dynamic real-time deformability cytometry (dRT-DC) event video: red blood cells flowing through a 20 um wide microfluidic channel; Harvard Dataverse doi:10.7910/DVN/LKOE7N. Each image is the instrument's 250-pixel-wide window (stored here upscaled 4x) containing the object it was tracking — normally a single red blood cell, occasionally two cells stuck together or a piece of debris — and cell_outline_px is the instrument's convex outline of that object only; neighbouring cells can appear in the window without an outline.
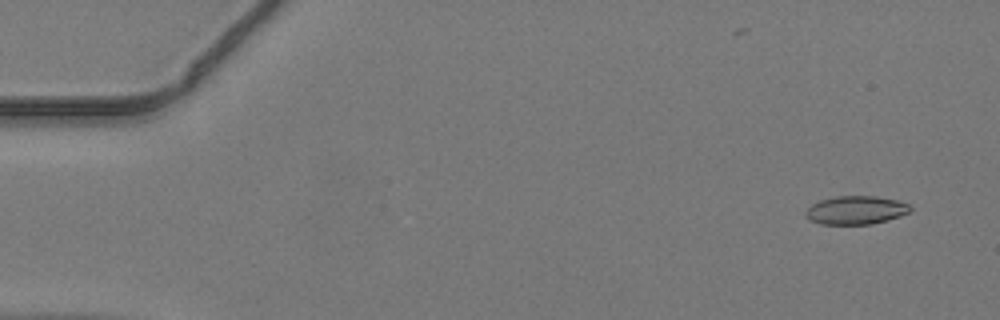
{"species": "common noctule bat (a hibernating species)", "species_latin": "Nyctalus noctula", "temperature_condition": "warm", "stored_images_in_passage": 18, "camera_frame_rate_fps": 3000, "um_per_image_px": 0.085, "animal": {"sex": "male", "body_mass_g": 19.2, "forearm_length_mm": 51.8}, "frame": {"image": 1, "passage_image": 3, "time_ms": 0.667, "image_size_px": [1000, 320], "cell_outline_px": [[912, 208], [908, 212], [900, 216], [888, 220], [872, 224], [820, 224], [808, 220], [804, 212], [812, 204], [820, 200], [836, 196], [876, 196], [896, 200], [908, 204]], "centroid_in_image_um": [72.72, 17.86], "position_along_channel_um": 12.3, "area_um2": 17.34}}
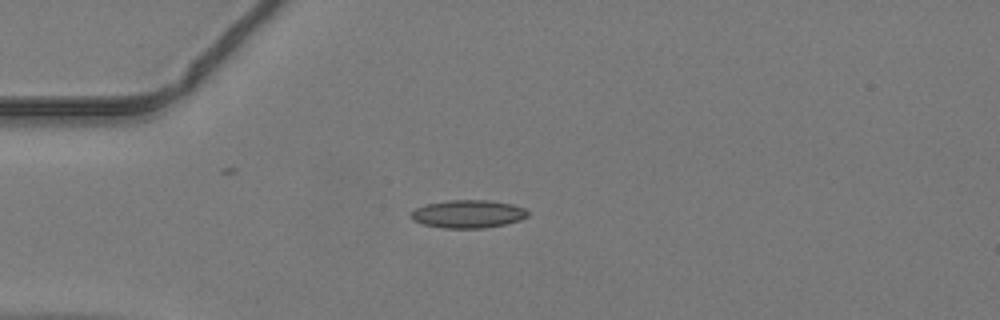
{"frame": {"image": 2, "passage_image": 13, "time_ms": 4.0, "image_size_px": [1000, 320], "cell_outline_px": [[528, 216], [520, 220], [504, 224], [484, 228], [444, 228], [424, 224], [412, 220], [412, 212], [416, 208], [424, 204], [448, 200], [488, 200], [512, 204], [524, 208], [528, 212]], "centroid_in_image_um": [39.79, 18.18], "position_along_channel_um": 45.2, "area_um2": 18.96}}
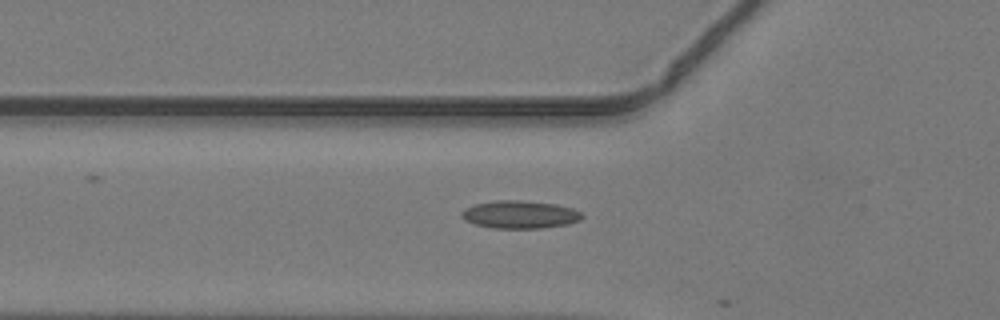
{"frame": {"image": 3, "passage_image": 17, "time_ms": 5.333, "image_size_px": [1000, 320], "cell_outline_px": [[584, 216], [580, 220], [568, 224], [540, 228], [496, 228], [476, 224], [464, 220], [460, 216], [460, 212], [464, 208], [476, 204], [496, 200], [520, 200], [556, 204], [572, 208], [580, 212]], "centroid_in_image_um": [44.18, 18.23], "position_along_channel_um": 81.6, "area_um2": 19.48}}